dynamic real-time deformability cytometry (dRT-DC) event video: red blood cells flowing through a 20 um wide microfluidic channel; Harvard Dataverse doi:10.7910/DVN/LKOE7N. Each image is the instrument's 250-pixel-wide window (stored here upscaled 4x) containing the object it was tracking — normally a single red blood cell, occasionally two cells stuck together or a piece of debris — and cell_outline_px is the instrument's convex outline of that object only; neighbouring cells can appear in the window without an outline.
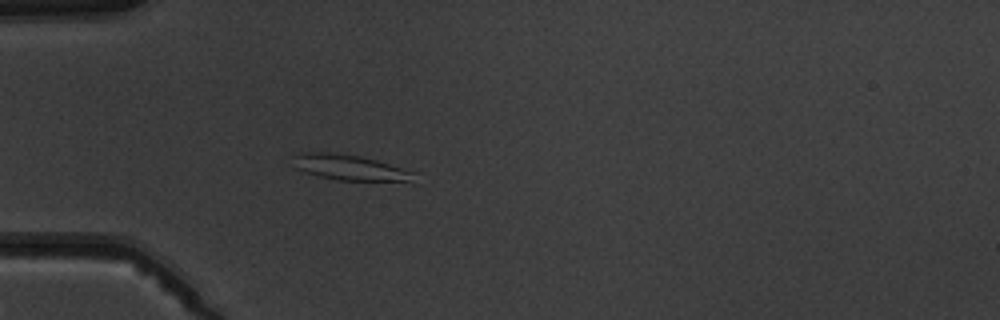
{"species": "common noctule bat (a hibernating species)", "species_latin": "Nyctalus noctula", "temperature_condition": "warm", "stored_images_in_passage": 4, "camera_frame_rate_fps": 3000, "um_per_image_px": 0.085, "animal": {"sex": "male", "body_mass_g": 19.5, "forearm_length_mm": 54.6}, "frame": {"image": 1, "passage_image": 4, "time_ms": 3.333, "image_size_px": [1000, 320], "cell_outline_px": [[416, 172], [408, 180], [336, 180], [304, 172], [296, 168], [296, 156], [308, 152], [324, 152], [360, 156], [376, 160]], "centroid_in_image_um": [29.71, 14.23], "position_along_channel_um": 55.3, "area_um2": 17.11}}